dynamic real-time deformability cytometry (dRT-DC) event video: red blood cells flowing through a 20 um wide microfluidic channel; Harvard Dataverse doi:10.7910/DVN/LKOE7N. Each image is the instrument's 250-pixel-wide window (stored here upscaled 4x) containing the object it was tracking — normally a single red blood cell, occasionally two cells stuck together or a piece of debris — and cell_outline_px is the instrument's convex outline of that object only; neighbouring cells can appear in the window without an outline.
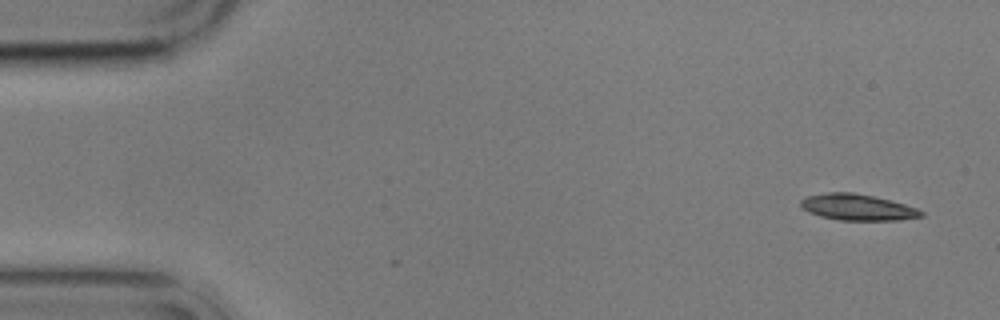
{"species": "common noctule bat (a hibernating species)", "species_latin": "Nyctalus noctula", "temperature_condition": "cold", "stored_images_in_passage": 6, "camera_frame_rate_fps": 3000, "um_per_image_px": 0.085, "animal": {"sex": "male", "body_mass_g": 17.9}, "frame": {"image": 1, "passage_image": 1, "time_ms": 0.0, "image_size_px": [1000, 320], "cell_outline_px": [[924, 216], [900, 220], [840, 220], [820, 216], [808, 212], [800, 208], [800, 200], [804, 196], [828, 192], [852, 192], [872, 196], [904, 204], [916, 208], [924, 212]], "centroid_in_image_um": [72.83, 17.61], "position_along_channel_um": 12.2, "area_um2": 18.44}}
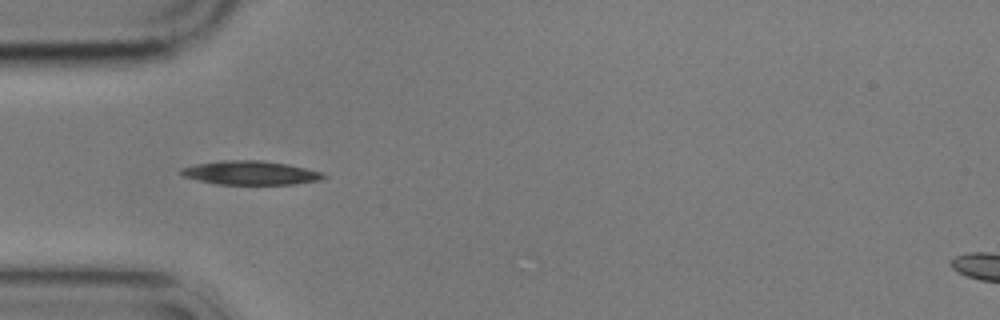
{"frame": {"image": 2, "passage_image": 5, "time_ms": 4.667, "image_size_px": [1000, 320], "cell_outline_px": [[328, 176], [324, 180], [296, 184], [216, 184], [184, 176], [180, 172], [180, 168], [196, 164], [220, 160], [260, 160], [288, 164], [324, 172]], "centroid_in_image_um": [21.37, 14.69], "position_along_channel_um": 63.6, "area_um2": 19.94}}
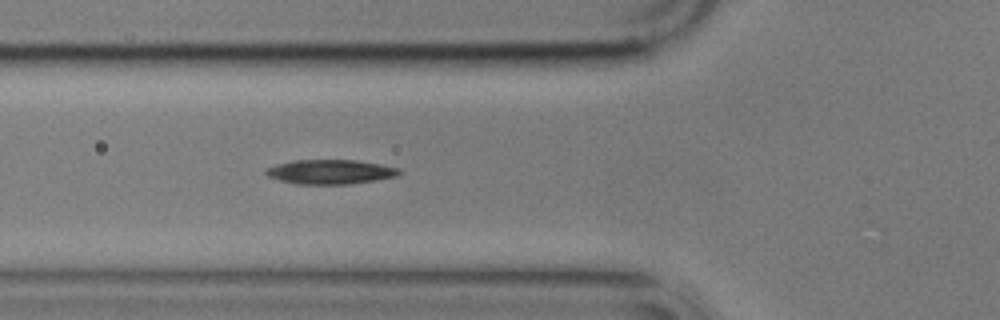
{"frame": {"image": 3, "passage_image": 6, "time_ms": 5.667, "image_size_px": [1000, 320], "cell_outline_px": [[404, 172], [396, 176], [376, 180], [348, 184], [296, 184], [280, 180], [268, 176], [264, 172], [264, 168], [276, 164], [296, 160], [356, 160], [380, 164], [400, 168]], "centroid_in_image_um": [28.08, 14.6], "position_along_channel_um": 97.7, "area_um2": 19.07}}